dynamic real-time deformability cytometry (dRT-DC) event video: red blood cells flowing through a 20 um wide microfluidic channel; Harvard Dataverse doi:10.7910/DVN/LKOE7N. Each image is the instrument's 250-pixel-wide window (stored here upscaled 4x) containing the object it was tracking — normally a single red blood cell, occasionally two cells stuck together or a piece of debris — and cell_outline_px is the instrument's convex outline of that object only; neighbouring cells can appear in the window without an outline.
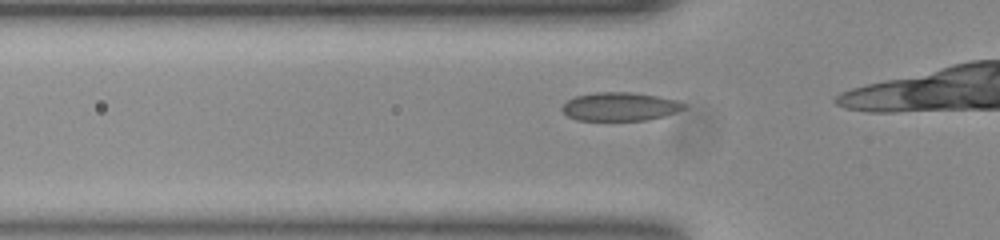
{"species": "common noctule bat (a hibernating species)", "species_latin": "Nyctalus noctula", "temperature_condition": "room temperature", "stored_images_in_passage": 7, "camera_frame_rate_fps": 3000, "um_per_image_px": 0.085, "animal": {"sex": "female", "body_mass_g": 23.0, "forearm_length_mm": 53.4}, "frame": {"image": 1, "passage_image": 3, "time_ms": 0.667, "image_size_px": [1000, 240], "cell_outline_px": [[688, 104], [684, 108], [676, 112], [664, 116], [648, 120], [576, 120], [568, 116], [560, 108], [568, 100], [576, 96], [596, 92], [632, 92], [656, 96], [676, 100]], "centroid_in_image_um": [52.7, 9.06], "position_along_channel_um": 73.1, "area_um2": 20.17}}
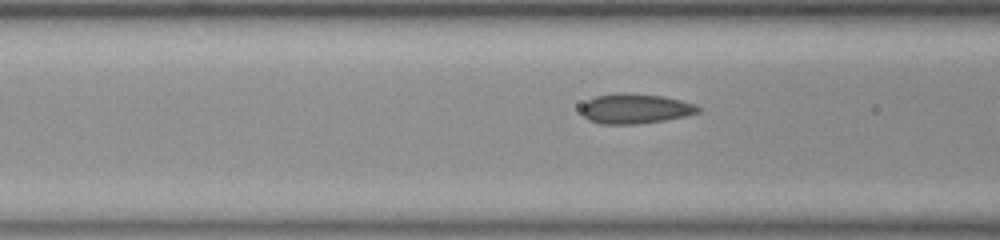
{"frame": {"image": 2, "passage_image": 6, "time_ms": 1.667, "image_size_px": [1000, 240], "cell_outline_px": [[700, 112], [684, 116], [664, 120], [636, 124], [600, 124], [588, 120], [580, 112], [580, 108], [588, 100], [596, 96], [620, 92], [664, 96], [696, 104], [700, 108]], "centroid_in_image_um": [53.97, 9.23], "position_along_channel_um": 112.6, "area_um2": 20.4}}